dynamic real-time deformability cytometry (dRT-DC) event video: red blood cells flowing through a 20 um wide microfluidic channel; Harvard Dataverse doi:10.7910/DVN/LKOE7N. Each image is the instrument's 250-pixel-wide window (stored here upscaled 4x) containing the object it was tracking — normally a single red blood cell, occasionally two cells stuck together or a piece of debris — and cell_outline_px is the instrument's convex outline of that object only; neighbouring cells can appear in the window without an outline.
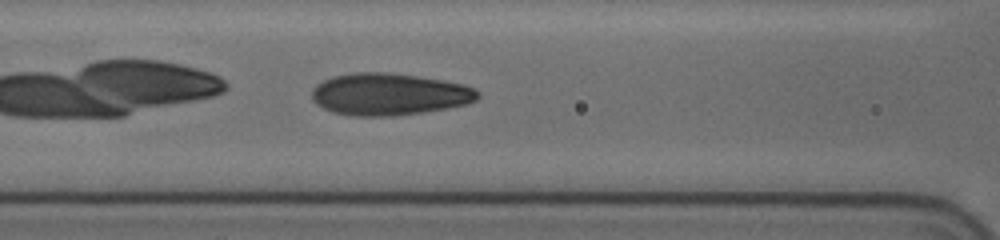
{"species": "human", "species_latin": "Homo sapiens", "temperature_condition": "cold", "stored_images_in_passage": 34, "camera_frame_rate_fps": 3000, "um_per_image_px": 0.085, "donor": {"sex": "female"}, "frame": {"image": 1, "passage_image": 9, "time_ms": 2.667, "image_size_px": [1000, 240], "cell_outline_px": [[480, 96], [476, 100], [468, 104], [448, 108], [424, 112], [392, 116], [352, 116], [332, 112], [316, 104], [312, 100], [312, 88], [316, 84], [332, 76], [356, 72], [388, 72], [416, 76], [464, 84], [480, 92]], "centroid_in_image_um": [33.06, 8.01], "position_along_channel_um": 133.5, "area_um2": 40.81}}
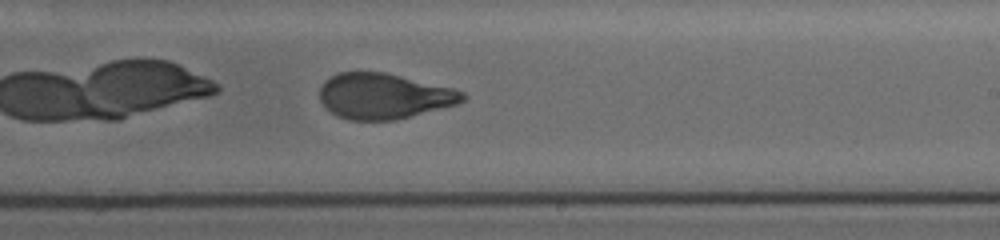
{"frame": {"image": 2, "passage_image": 19, "time_ms": 6.0, "image_size_px": [1000, 240], "cell_outline_px": [[468, 96], [464, 100], [456, 104], [396, 120], [348, 120], [336, 116], [320, 100], [320, 84], [324, 80], [340, 72], [384, 72], [452, 88], [464, 92]], "centroid_in_image_um": [32.61, 8.17], "position_along_channel_um": 256.4, "area_um2": 37.74}}
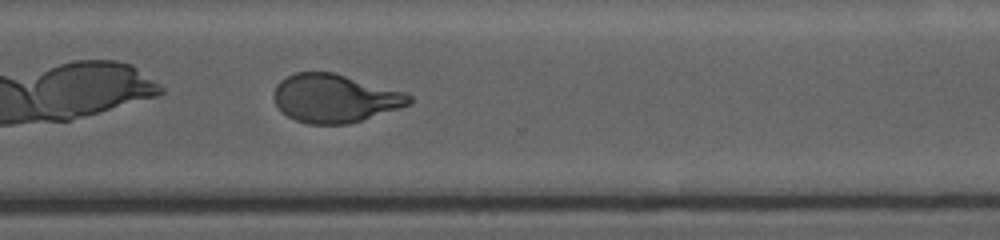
{"frame": {"image": 3, "passage_image": 26, "time_ms": 8.333, "image_size_px": [1000, 240], "cell_outline_px": [[412, 100], [408, 104], [400, 108], [348, 124], [308, 124], [296, 120], [288, 116], [276, 104], [276, 84], [280, 80], [296, 72], [332, 72], [404, 92], [412, 96]], "centroid_in_image_um": [28.47, 8.36], "position_along_channel_um": 342.1, "area_um2": 37.45}}